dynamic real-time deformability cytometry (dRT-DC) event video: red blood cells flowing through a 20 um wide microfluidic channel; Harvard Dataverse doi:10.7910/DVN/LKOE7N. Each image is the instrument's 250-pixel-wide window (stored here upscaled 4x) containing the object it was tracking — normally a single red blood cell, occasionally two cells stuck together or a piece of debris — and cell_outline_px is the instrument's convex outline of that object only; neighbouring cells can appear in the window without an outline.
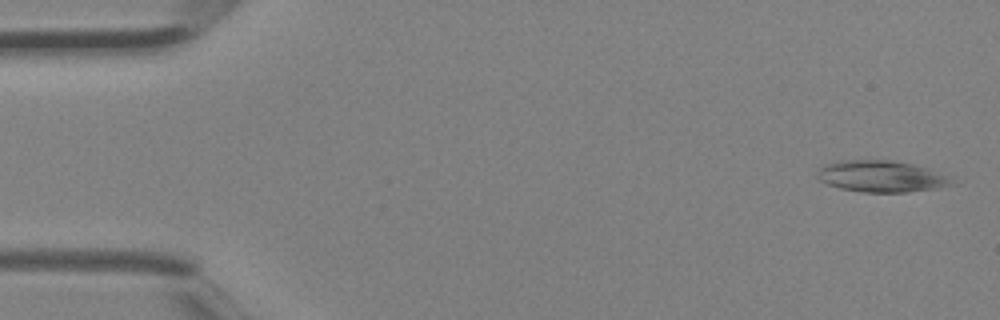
{"species": "Egyptian fruit bat (a non-hibernating species)", "species_latin": "Rousettus aegyptiacus", "temperature_condition": "room temperature", "stored_images_in_passage": 4, "camera_frame_rate_fps": 3000, "um_per_image_px": 0.085, "animal": {"sex": "female"}, "frame": {"image": 1, "passage_image": 1, "time_ms": 0.0, "image_size_px": [1000, 320], "cell_outline_px": [[960, 184], [940, 188], [908, 192], [864, 192], [840, 188], [828, 184], [820, 180], [816, 176], [816, 172], [820, 164], [836, 160], [892, 160], [912, 164], [956, 176]], "centroid_in_image_um": [75.01, 14.98], "position_along_channel_um": 10.0, "area_um2": 25.61}}
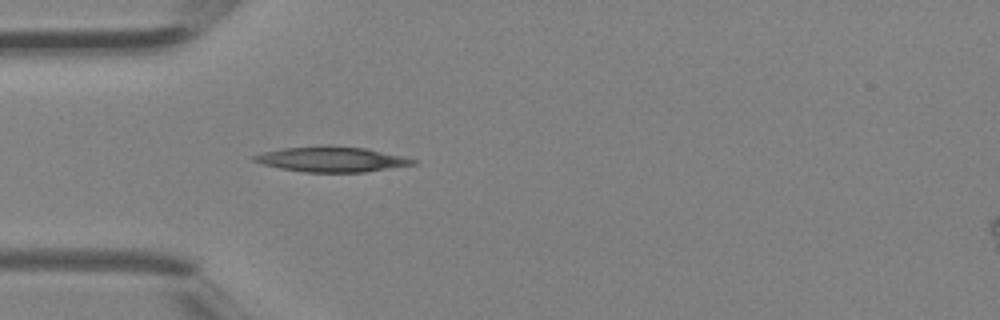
{"frame": {"image": 2, "passage_image": 4, "time_ms": 1.0, "image_size_px": [1000, 320], "cell_outline_px": [[416, 164], [364, 172], [304, 172], [280, 168], [264, 164], [252, 160], [252, 156], [264, 152], [284, 148], [364, 148], [404, 156], [416, 160]], "centroid_in_image_um": [28.22, 13.58], "position_along_channel_um": 56.8, "area_um2": 22.2}}